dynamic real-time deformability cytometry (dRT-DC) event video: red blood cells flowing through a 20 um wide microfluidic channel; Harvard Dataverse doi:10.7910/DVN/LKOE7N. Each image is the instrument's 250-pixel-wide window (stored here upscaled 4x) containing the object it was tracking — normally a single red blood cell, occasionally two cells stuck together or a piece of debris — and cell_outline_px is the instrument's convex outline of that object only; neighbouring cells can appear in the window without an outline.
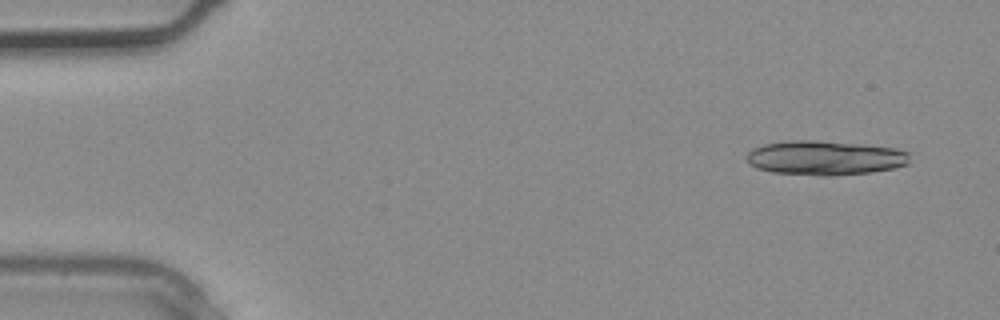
{"species": "common noctule bat (a hibernating species)", "species_latin": "Nyctalus noctula", "temperature_condition": "warm", "stored_images_in_passage": 3, "camera_frame_rate_fps": 3000, "um_per_image_px": 0.085, "animal": {"sex": "male", "body_mass_g": 20.4}, "frame": {"image": 1, "passage_image": 1, "time_ms": 0.0, "image_size_px": [1000, 320], "cell_outline_px": [[908, 164], [892, 168], [872, 172], [832, 176], [820, 176], [772, 172], [756, 168], [748, 164], [748, 152], [752, 148], [764, 144], [788, 140], [808, 140], [860, 144], [896, 148], [908, 152]], "centroid_in_image_um": [70.09, 13.42], "position_along_channel_um": 14.9, "area_um2": 32.71}}